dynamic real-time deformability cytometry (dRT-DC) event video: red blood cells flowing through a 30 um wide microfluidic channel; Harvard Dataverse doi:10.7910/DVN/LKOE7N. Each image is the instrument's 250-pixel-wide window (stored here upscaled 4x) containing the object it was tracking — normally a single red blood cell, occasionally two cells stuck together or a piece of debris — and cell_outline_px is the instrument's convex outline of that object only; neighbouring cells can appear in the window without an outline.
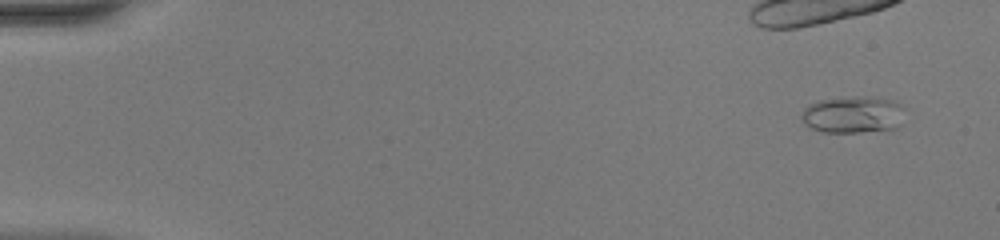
{"species": "common noctule bat (a hibernating species)", "species_latin": "Nyctalus noctula", "temperature_condition": "warm", "stored_images_in_passage": 22, "camera_frame_rate_fps": 3000, "um_per_image_px": 0.085, "animal": {"sex": "female", "body_mass_g": 20.0, "forearm_length_mm": 54.0}, "frame": {"image": 1, "passage_image": 4, "time_ms": 1.0, "image_size_px": [1000, 240], "cell_outline_px": [[904, 124], [900, 128], [892, 132], [824, 132], [812, 128], [804, 124], [800, 116], [804, 108], [808, 104], [820, 100], [856, 96], [864, 96], [892, 100], [900, 104], [904, 108]], "centroid_in_image_um": [72.6, 9.78], "position_along_channel_um": 12.4, "area_um2": 23.06}}